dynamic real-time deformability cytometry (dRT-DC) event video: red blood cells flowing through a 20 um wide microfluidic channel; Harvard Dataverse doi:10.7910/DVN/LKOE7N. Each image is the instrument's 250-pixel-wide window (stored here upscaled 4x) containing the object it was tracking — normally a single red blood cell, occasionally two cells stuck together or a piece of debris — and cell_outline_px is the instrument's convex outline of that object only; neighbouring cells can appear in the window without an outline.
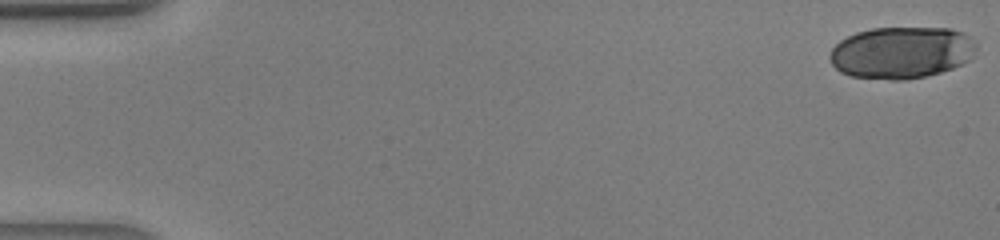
{"species": "human", "species_latin": "Homo sapiens", "temperature_condition": "warm", "stored_images_in_passage": 42, "segment_of_instrument_passage": [1, 2], "camera_frame_rate_fps": 3000, "um_per_image_px": 0.085, "donor": {"sex": "male"}, "frame": {"image": 1, "passage_image": 1, "time_ms": 0.0, "image_size_px": [1000, 240], "cell_outline_px": [[976, 48], [968, 60], [952, 68], [940, 72], [924, 76], [904, 80], [892, 80], [852, 76], [840, 72], [832, 64], [828, 56], [832, 48], [840, 40], [856, 32], [872, 28], [948, 28], [964, 32], [972, 36], [976, 44]], "centroid_in_image_um": [76.61, 4.46], "position_along_channel_um": 8.4, "area_um2": 44.33}}
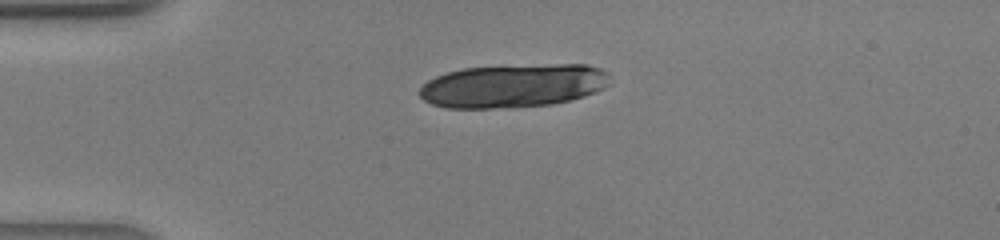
{"frame": {"image": 2, "passage_image": 11, "time_ms": 3.333, "image_size_px": [1000, 240], "cell_outline_px": [[612, 84], [596, 92], [584, 96], [552, 104], [508, 108], [444, 108], [432, 104], [424, 100], [420, 96], [420, 88], [428, 80], [436, 76], [448, 72], [464, 68], [560, 64], [588, 64], [600, 68], [608, 72]], "centroid_in_image_um": [43.66, 7.3], "position_along_channel_um": 41.3, "area_um2": 48.38}}